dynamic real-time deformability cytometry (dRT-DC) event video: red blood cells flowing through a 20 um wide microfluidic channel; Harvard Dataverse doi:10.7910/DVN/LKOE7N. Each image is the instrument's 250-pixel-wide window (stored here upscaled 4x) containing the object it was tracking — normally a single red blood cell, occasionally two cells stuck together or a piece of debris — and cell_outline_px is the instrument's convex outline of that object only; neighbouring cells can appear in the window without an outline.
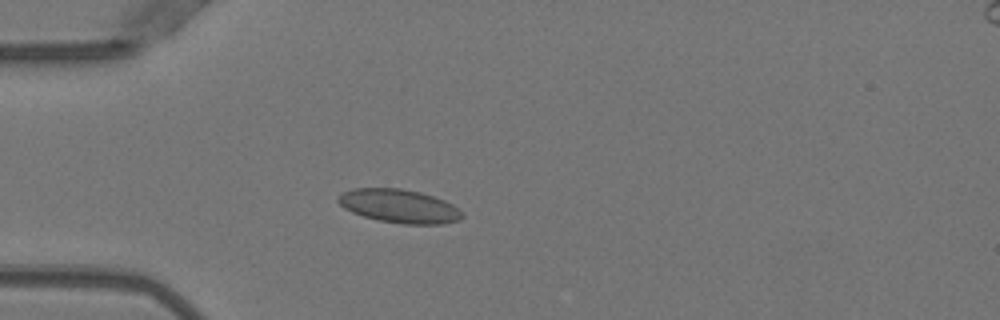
{"species": "Egyptian fruit bat (a non-hibernating species)", "species_latin": "Rousettus aegyptiacus", "temperature_condition": "warm", "stored_images_in_passage": 50, "camera_frame_rate_fps": 3000, "um_per_image_px": 0.085, "animal": {"sex": "female"}, "frame": {"image": 1, "passage_image": 14, "time_ms": 4.333, "image_size_px": [1000, 320], "cell_outline_px": [[464, 216], [460, 220], [444, 224], [404, 224], [380, 220], [364, 216], [352, 212], [344, 208], [336, 200], [344, 192], [352, 188], [400, 188], [420, 192], [444, 200], [452, 204]], "centroid_in_image_um": [33.94, 17.52], "position_along_channel_um": 51.1, "area_um2": 24.04}}
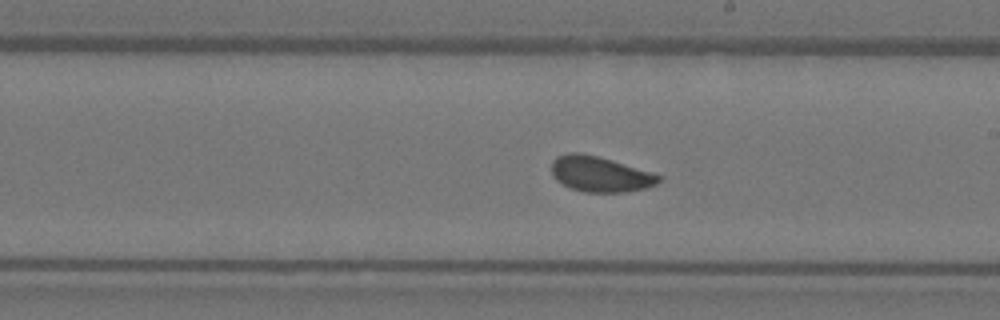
{"frame": {"image": 2, "passage_image": 29, "time_ms": 9.333, "image_size_px": [1000, 320], "cell_outline_px": [[664, 180], [648, 188], [624, 192], [584, 192], [572, 188], [556, 180], [552, 176], [552, 160], [556, 156], [568, 152], [580, 152], [612, 160], [652, 172], [664, 176]], "centroid_in_image_um": [51.04, 14.8], "position_along_channel_um": 238.0, "area_um2": 22.37}}
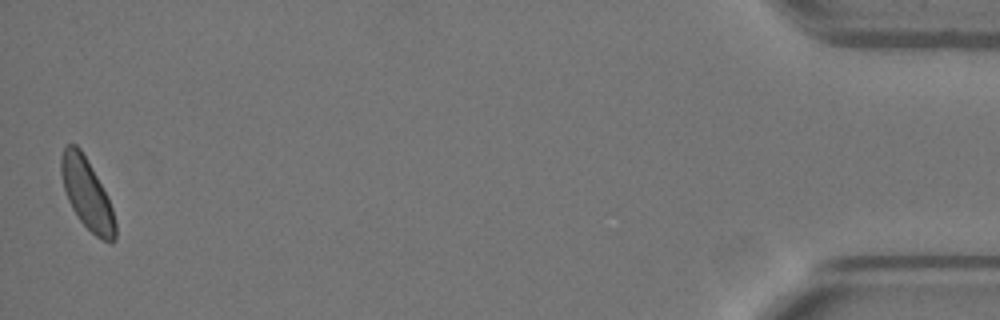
{"frame": {"image": 3, "passage_image": 50, "time_ms": 16.333, "image_size_px": [1000, 320], "cell_outline_px": [[116, 240], [112, 244], [96, 236], [80, 220], [72, 208], [68, 200], [64, 188], [60, 172], [60, 160], [64, 148], [68, 144], [76, 144], [80, 148], [92, 168], [108, 196], [112, 208], [116, 224]], "centroid_in_image_um": [7.4, 16.49], "position_along_channel_um": 427.8, "area_um2": 22.14}, "authors_computed_cell_mechanics": {"area_um2": 22.6576, "velocity_mm_per_s": 3.9839, "shape_relaxation_time_tau1_ms": 4.0005, "shape_relaxation_time_tau2_ms": 0.7227, "deformation_change_tau1": 0.0706, "deformation_change_tau2": 0.0547}}